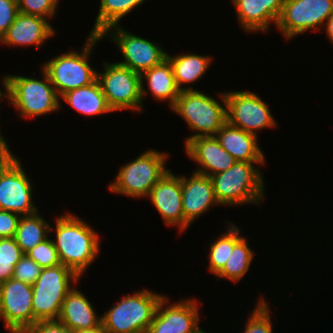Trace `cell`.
Returning a JSON list of instances; mask_svg holds the SVG:
<instances>
[{
	"label": "cell",
	"mask_w": 333,
	"mask_h": 333,
	"mask_svg": "<svg viewBox=\"0 0 333 333\" xmlns=\"http://www.w3.org/2000/svg\"><path fill=\"white\" fill-rule=\"evenodd\" d=\"M52 232L55 233L52 241L61 264L81 277L100 253V235L81 218L69 212L56 217L55 228L50 226Z\"/></svg>",
	"instance_id": "obj_1"
},
{
	"label": "cell",
	"mask_w": 333,
	"mask_h": 333,
	"mask_svg": "<svg viewBox=\"0 0 333 333\" xmlns=\"http://www.w3.org/2000/svg\"><path fill=\"white\" fill-rule=\"evenodd\" d=\"M264 164L266 162L236 161L228 170L210 176L218 203L226 207L246 204L261 207L260 203L266 197L261 170Z\"/></svg>",
	"instance_id": "obj_2"
},
{
	"label": "cell",
	"mask_w": 333,
	"mask_h": 333,
	"mask_svg": "<svg viewBox=\"0 0 333 333\" xmlns=\"http://www.w3.org/2000/svg\"><path fill=\"white\" fill-rule=\"evenodd\" d=\"M218 96L223 104L199 89L179 93L171 110L181 116L191 131L195 132L185 138V145L196 137L215 136L227 122L225 92Z\"/></svg>",
	"instance_id": "obj_3"
},
{
	"label": "cell",
	"mask_w": 333,
	"mask_h": 333,
	"mask_svg": "<svg viewBox=\"0 0 333 333\" xmlns=\"http://www.w3.org/2000/svg\"><path fill=\"white\" fill-rule=\"evenodd\" d=\"M43 79L22 75H7V100L19 112L17 116L42 117L59 112L60 97L51 84L48 75L41 68Z\"/></svg>",
	"instance_id": "obj_4"
},
{
	"label": "cell",
	"mask_w": 333,
	"mask_h": 333,
	"mask_svg": "<svg viewBox=\"0 0 333 333\" xmlns=\"http://www.w3.org/2000/svg\"><path fill=\"white\" fill-rule=\"evenodd\" d=\"M100 40L103 38L99 35H88L80 51L62 53L41 65L59 97L70 90L90 85L97 79V70L90 64V56Z\"/></svg>",
	"instance_id": "obj_5"
},
{
	"label": "cell",
	"mask_w": 333,
	"mask_h": 333,
	"mask_svg": "<svg viewBox=\"0 0 333 333\" xmlns=\"http://www.w3.org/2000/svg\"><path fill=\"white\" fill-rule=\"evenodd\" d=\"M163 296L148 289L122 295L101 315L103 328L107 333H147Z\"/></svg>",
	"instance_id": "obj_6"
},
{
	"label": "cell",
	"mask_w": 333,
	"mask_h": 333,
	"mask_svg": "<svg viewBox=\"0 0 333 333\" xmlns=\"http://www.w3.org/2000/svg\"><path fill=\"white\" fill-rule=\"evenodd\" d=\"M168 158V153L149 148L122 165L108 188L111 193L126 197L146 198L153 186L170 170L166 168Z\"/></svg>",
	"instance_id": "obj_7"
},
{
	"label": "cell",
	"mask_w": 333,
	"mask_h": 333,
	"mask_svg": "<svg viewBox=\"0 0 333 333\" xmlns=\"http://www.w3.org/2000/svg\"><path fill=\"white\" fill-rule=\"evenodd\" d=\"M80 277L63 264L43 268L32 285V310L35 323L42 320H57L66 295L78 284ZM73 285V286H72Z\"/></svg>",
	"instance_id": "obj_8"
},
{
	"label": "cell",
	"mask_w": 333,
	"mask_h": 333,
	"mask_svg": "<svg viewBox=\"0 0 333 333\" xmlns=\"http://www.w3.org/2000/svg\"><path fill=\"white\" fill-rule=\"evenodd\" d=\"M103 71H97V81L106 97L110 108L115 112L131 110L141 113L143 102L141 97V74L119 65L104 62Z\"/></svg>",
	"instance_id": "obj_9"
},
{
	"label": "cell",
	"mask_w": 333,
	"mask_h": 333,
	"mask_svg": "<svg viewBox=\"0 0 333 333\" xmlns=\"http://www.w3.org/2000/svg\"><path fill=\"white\" fill-rule=\"evenodd\" d=\"M333 15V0H285L276 27L286 40L319 31Z\"/></svg>",
	"instance_id": "obj_10"
},
{
	"label": "cell",
	"mask_w": 333,
	"mask_h": 333,
	"mask_svg": "<svg viewBox=\"0 0 333 333\" xmlns=\"http://www.w3.org/2000/svg\"><path fill=\"white\" fill-rule=\"evenodd\" d=\"M100 36L101 38H110L120 50L124 59L116 61V63L139 74L160 64L167 56V52L160 43L157 44L132 34V32L123 29L120 24L108 28Z\"/></svg>",
	"instance_id": "obj_11"
},
{
	"label": "cell",
	"mask_w": 333,
	"mask_h": 333,
	"mask_svg": "<svg viewBox=\"0 0 333 333\" xmlns=\"http://www.w3.org/2000/svg\"><path fill=\"white\" fill-rule=\"evenodd\" d=\"M18 157L0 164V210L20 216L39 211L34 204L33 185Z\"/></svg>",
	"instance_id": "obj_12"
},
{
	"label": "cell",
	"mask_w": 333,
	"mask_h": 333,
	"mask_svg": "<svg viewBox=\"0 0 333 333\" xmlns=\"http://www.w3.org/2000/svg\"><path fill=\"white\" fill-rule=\"evenodd\" d=\"M226 95L227 122L250 134L258 136V131L276 128L270 108L253 91H229Z\"/></svg>",
	"instance_id": "obj_13"
},
{
	"label": "cell",
	"mask_w": 333,
	"mask_h": 333,
	"mask_svg": "<svg viewBox=\"0 0 333 333\" xmlns=\"http://www.w3.org/2000/svg\"><path fill=\"white\" fill-rule=\"evenodd\" d=\"M32 285L11 278L1 284L0 320L10 333H25L34 323Z\"/></svg>",
	"instance_id": "obj_14"
},
{
	"label": "cell",
	"mask_w": 333,
	"mask_h": 333,
	"mask_svg": "<svg viewBox=\"0 0 333 333\" xmlns=\"http://www.w3.org/2000/svg\"><path fill=\"white\" fill-rule=\"evenodd\" d=\"M168 296L159 301L153 321L147 333H195L199 322V301L194 298L180 299L169 304Z\"/></svg>",
	"instance_id": "obj_15"
},
{
	"label": "cell",
	"mask_w": 333,
	"mask_h": 333,
	"mask_svg": "<svg viewBox=\"0 0 333 333\" xmlns=\"http://www.w3.org/2000/svg\"><path fill=\"white\" fill-rule=\"evenodd\" d=\"M147 199L152 202L165 225L176 226L180 233L191 226L185 219L182 208L181 175L169 170L153 186Z\"/></svg>",
	"instance_id": "obj_16"
},
{
	"label": "cell",
	"mask_w": 333,
	"mask_h": 333,
	"mask_svg": "<svg viewBox=\"0 0 333 333\" xmlns=\"http://www.w3.org/2000/svg\"><path fill=\"white\" fill-rule=\"evenodd\" d=\"M184 147L186 156L200 166L193 172L201 175L210 177L228 170L236 163V159L221 146L215 136L193 138Z\"/></svg>",
	"instance_id": "obj_17"
},
{
	"label": "cell",
	"mask_w": 333,
	"mask_h": 333,
	"mask_svg": "<svg viewBox=\"0 0 333 333\" xmlns=\"http://www.w3.org/2000/svg\"><path fill=\"white\" fill-rule=\"evenodd\" d=\"M182 208L184 219L192 225L201 215L218 203L209 176L192 172L181 176Z\"/></svg>",
	"instance_id": "obj_18"
},
{
	"label": "cell",
	"mask_w": 333,
	"mask_h": 333,
	"mask_svg": "<svg viewBox=\"0 0 333 333\" xmlns=\"http://www.w3.org/2000/svg\"><path fill=\"white\" fill-rule=\"evenodd\" d=\"M237 21L247 33L269 31L270 23L276 27L285 0H230ZM267 31V32H266Z\"/></svg>",
	"instance_id": "obj_19"
},
{
	"label": "cell",
	"mask_w": 333,
	"mask_h": 333,
	"mask_svg": "<svg viewBox=\"0 0 333 333\" xmlns=\"http://www.w3.org/2000/svg\"><path fill=\"white\" fill-rule=\"evenodd\" d=\"M51 23L42 17L19 12L13 24L0 39V44L6 46H36L37 49L55 36Z\"/></svg>",
	"instance_id": "obj_20"
},
{
	"label": "cell",
	"mask_w": 333,
	"mask_h": 333,
	"mask_svg": "<svg viewBox=\"0 0 333 333\" xmlns=\"http://www.w3.org/2000/svg\"><path fill=\"white\" fill-rule=\"evenodd\" d=\"M215 137L221 146L240 162H265L262 149L259 147V136L250 134L226 122Z\"/></svg>",
	"instance_id": "obj_21"
},
{
	"label": "cell",
	"mask_w": 333,
	"mask_h": 333,
	"mask_svg": "<svg viewBox=\"0 0 333 333\" xmlns=\"http://www.w3.org/2000/svg\"><path fill=\"white\" fill-rule=\"evenodd\" d=\"M97 314L84 293L73 287L64 298L58 320L71 331L86 330L101 324Z\"/></svg>",
	"instance_id": "obj_22"
},
{
	"label": "cell",
	"mask_w": 333,
	"mask_h": 333,
	"mask_svg": "<svg viewBox=\"0 0 333 333\" xmlns=\"http://www.w3.org/2000/svg\"><path fill=\"white\" fill-rule=\"evenodd\" d=\"M145 80L148 85V90L144 87ZM151 93L150 96L157 100L159 103L162 101L167 102L171 108L181 92L177 86L172 66L170 61L166 58L160 64L144 71L141 74V97L142 101Z\"/></svg>",
	"instance_id": "obj_23"
},
{
	"label": "cell",
	"mask_w": 333,
	"mask_h": 333,
	"mask_svg": "<svg viewBox=\"0 0 333 333\" xmlns=\"http://www.w3.org/2000/svg\"><path fill=\"white\" fill-rule=\"evenodd\" d=\"M166 58L171 63L173 74L180 91L197 90L191 87V85L189 87V84L201 80L206 71L209 70V65L212 61V57L209 55L203 56L193 53H181L176 56L167 53Z\"/></svg>",
	"instance_id": "obj_24"
},
{
	"label": "cell",
	"mask_w": 333,
	"mask_h": 333,
	"mask_svg": "<svg viewBox=\"0 0 333 333\" xmlns=\"http://www.w3.org/2000/svg\"><path fill=\"white\" fill-rule=\"evenodd\" d=\"M60 99L76 112L89 117L114 112L108 105L97 79L90 85L64 93Z\"/></svg>",
	"instance_id": "obj_25"
},
{
	"label": "cell",
	"mask_w": 333,
	"mask_h": 333,
	"mask_svg": "<svg viewBox=\"0 0 333 333\" xmlns=\"http://www.w3.org/2000/svg\"><path fill=\"white\" fill-rule=\"evenodd\" d=\"M146 0H100V7L89 35H101L108 28L119 25L122 18L132 13Z\"/></svg>",
	"instance_id": "obj_26"
},
{
	"label": "cell",
	"mask_w": 333,
	"mask_h": 333,
	"mask_svg": "<svg viewBox=\"0 0 333 333\" xmlns=\"http://www.w3.org/2000/svg\"><path fill=\"white\" fill-rule=\"evenodd\" d=\"M50 226L40 211L21 216L14 238L24 254L49 238Z\"/></svg>",
	"instance_id": "obj_27"
},
{
	"label": "cell",
	"mask_w": 333,
	"mask_h": 333,
	"mask_svg": "<svg viewBox=\"0 0 333 333\" xmlns=\"http://www.w3.org/2000/svg\"><path fill=\"white\" fill-rule=\"evenodd\" d=\"M247 239L243 236L235 245L230 248V256L223 269L215 276L217 279H226L238 283L250 269L254 251L248 245Z\"/></svg>",
	"instance_id": "obj_28"
},
{
	"label": "cell",
	"mask_w": 333,
	"mask_h": 333,
	"mask_svg": "<svg viewBox=\"0 0 333 333\" xmlns=\"http://www.w3.org/2000/svg\"><path fill=\"white\" fill-rule=\"evenodd\" d=\"M226 232L221 233L218 238L210 244L208 253V270L216 276L225 266L230 256V248L243 237L235 223L228 220Z\"/></svg>",
	"instance_id": "obj_29"
},
{
	"label": "cell",
	"mask_w": 333,
	"mask_h": 333,
	"mask_svg": "<svg viewBox=\"0 0 333 333\" xmlns=\"http://www.w3.org/2000/svg\"><path fill=\"white\" fill-rule=\"evenodd\" d=\"M24 256L14 237L0 238V282L13 278L15 265Z\"/></svg>",
	"instance_id": "obj_30"
},
{
	"label": "cell",
	"mask_w": 333,
	"mask_h": 333,
	"mask_svg": "<svg viewBox=\"0 0 333 333\" xmlns=\"http://www.w3.org/2000/svg\"><path fill=\"white\" fill-rule=\"evenodd\" d=\"M257 302L256 307L246 320L243 333H273V321H271L270 316L272 311L269 310V303L264 296L259 297Z\"/></svg>",
	"instance_id": "obj_31"
},
{
	"label": "cell",
	"mask_w": 333,
	"mask_h": 333,
	"mask_svg": "<svg viewBox=\"0 0 333 333\" xmlns=\"http://www.w3.org/2000/svg\"><path fill=\"white\" fill-rule=\"evenodd\" d=\"M26 255L38 263L42 268L55 267L61 264L52 237L37 244L34 248L29 250Z\"/></svg>",
	"instance_id": "obj_32"
},
{
	"label": "cell",
	"mask_w": 333,
	"mask_h": 333,
	"mask_svg": "<svg viewBox=\"0 0 333 333\" xmlns=\"http://www.w3.org/2000/svg\"><path fill=\"white\" fill-rule=\"evenodd\" d=\"M60 0H17L19 12L39 16L48 21L57 13Z\"/></svg>",
	"instance_id": "obj_33"
},
{
	"label": "cell",
	"mask_w": 333,
	"mask_h": 333,
	"mask_svg": "<svg viewBox=\"0 0 333 333\" xmlns=\"http://www.w3.org/2000/svg\"><path fill=\"white\" fill-rule=\"evenodd\" d=\"M42 267L26 254L15 265L13 278L33 285L42 272Z\"/></svg>",
	"instance_id": "obj_34"
},
{
	"label": "cell",
	"mask_w": 333,
	"mask_h": 333,
	"mask_svg": "<svg viewBox=\"0 0 333 333\" xmlns=\"http://www.w3.org/2000/svg\"><path fill=\"white\" fill-rule=\"evenodd\" d=\"M18 14L17 0H0V39L13 24Z\"/></svg>",
	"instance_id": "obj_35"
},
{
	"label": "cell",
	"mask_w": 333,
	"mask_h": 333,
	"mask_svg": "<svg viewBox=\"0 0 333 333\" xmlns=\"http://www.w3.org/2000/svg\"><path fill=\"white\" fill-rule=\"evenodd\" d=\"M21 216L0 210V238L15 237Z\"/></svg>",
	"instance_id": "obj_36"
},
{
	"label": "cell",
	"mask_w": 333,
	"mask_h": 333,
	"mask_svg": "<svg viewBox=\"0 0 333 333\" xmlns=\"http://www.w3.org/2000/svg\"><path fill=\"white\" fill-rule=\"evenodd\" d=\"M25 333H73V331L57 319L37 321Z\"/></svg>",
	"instance_id": "obj_37"
},
{
	"label": "cell",
	"mask_w": 333,
	"mask_h": 333,
	"mask_svg": "<svg viewBox=\"0 0 333 333\" xmlns=\"http://www.w3.org/2000/svg\"><path fill=\"white\" fill-rule=\"evenodd\" d=\"M9 147L10 146L8 145V142L6 141L0 130V159L2 161L12 160L17 157L15 154L12 153Z\"/></svg>",
	"instance_id": "obj_38"
},
{
	"label": "cell",
	"mask_w": 333,
	"mask_h": 333,
	"mask_svg": "<svg viewBox=\"0 0 333 333\" xmlns=\"http://www.w3.org/2000/svg\"><path fill=\"white\" fill-rule=\"evenodd\" d=\"M323 29H325L328 39L333 44V15L326 21Z\"/></svg>",
	"instance_id": "obj_39"
},
{
	"label": "cell",
	"mask_w": 333,
	"mask_h": 333,
	"mask_svg": "<svg viewBox=\"0 0 333 333\" xmlns=\"http://www.w3.org/2000/svg\"><path fill=\"white\" fill-rule=\"evenodd\" d=\"M73 333H107L105 331V329L103 328L102 323L96 327L93 328H89L86 330H77V331H73Z\"/></svg>",
	"instance_id": "obj_40"
},
{
	"label": "cell",
	"mask_w": 333,
	"mask_h": 333,
	"mask_svg": "<svg viewBox=\"0 0 333 333\" xmlns=\"http://www.w3.org/2000/svg\"><path fill=\"white\" fill-rule=\"evenodd\" d=\"M1 82H2L1 84H3V85H1V87L3 86L5 89H4V92H3L0 88V101H2V98H4V99L7 98V75H5V76L3 75V78H2Z\"/></svg>",
	"instance_id": "obj_41"
},
{
	"label": "cell",
	"mask_w": 333,
	"mask_h": 333,
	"mask_svg": "<svg viewBox=\"0 0 333 333\" xmlns=\"http://www.w3.org/2000/svg\"><path fill=\"white\" fill-rule=\"evenodd\" d=\"M195 333H207L205 330H203L202 328H200L197 332Z\"/></svg>",
	"instance_id": "obj_42"
},
{
	"label": "cell",
	"mask_w": 333,
	"mask_h": 333,
	"mask_svg": "<svg viewBox=\"0 0 333 333\" xmlns=\"http://www.w3.org/2000/svg\"><path fill=\"white\" fill-rule=\"evenodd\" d=\"M1 282H0V301H1Z\"/></svg>",
	"instance_id": "obj_43"
}]
</instances>
